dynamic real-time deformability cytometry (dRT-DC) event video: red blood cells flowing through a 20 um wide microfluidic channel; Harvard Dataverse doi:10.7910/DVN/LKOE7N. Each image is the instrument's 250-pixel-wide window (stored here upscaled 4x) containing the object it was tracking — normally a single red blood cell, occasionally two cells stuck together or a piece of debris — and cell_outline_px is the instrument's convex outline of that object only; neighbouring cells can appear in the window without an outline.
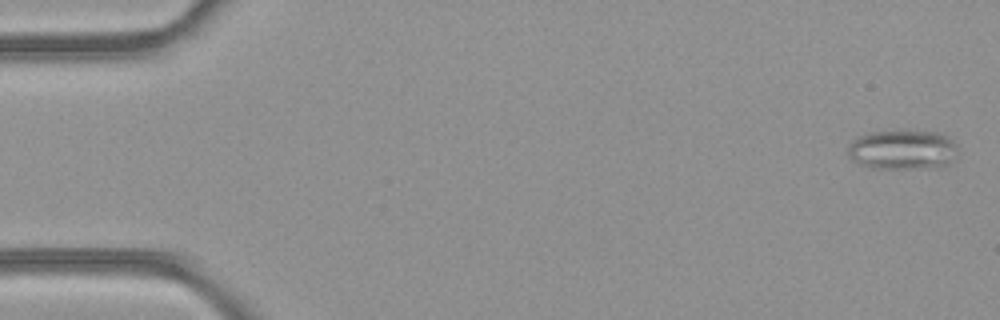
{"species": "common noctule bat (a hibernating species)", "species_latin": "Nyctalus noctula", "temperature_condition": "room temperature", "stored_images_in_passage": 50, "camera_frame_rate_fps": 3000, "um_per_image_px": 0.085, "animal": {"sex": "female", "body_mass_g": 21.9}, "frame": {"image": 1, "passage_image": 2, "time_ms": 0.333, "image_size_px": [1000, 320], "cell_outline_px": [[956, 160], [948, 164], [936, 168], [872, 168], [860, 164], [852, 160], [848, 156], [848, 144], [852, 140], [860, 136], [872, 132], [940, 132], [948, 136], [956, 144]], "centroid_in_image_um": [76.74, 12.75], "position_along_channel_um": 8.3, "area_um2": 25.37}}
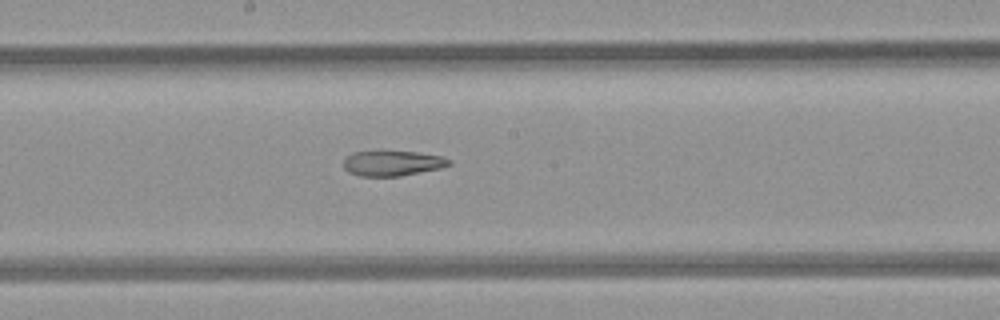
{"frame": {"image": 2, "passage_image": 27, "time_ms": 8.667, "image_size_px": [1000, 320], "cell_outline_px": [[452, 164], [440, 168], [400, 176], [360, 176], [348, 172], [344, 168], [344, 160], [352, 152], [416, 152], [444, 156], [452, 160]], "centroid_in_image_um": [33.4, 13.88], "position_along_channel_um": 214.8, "area_um2": 15.37}}
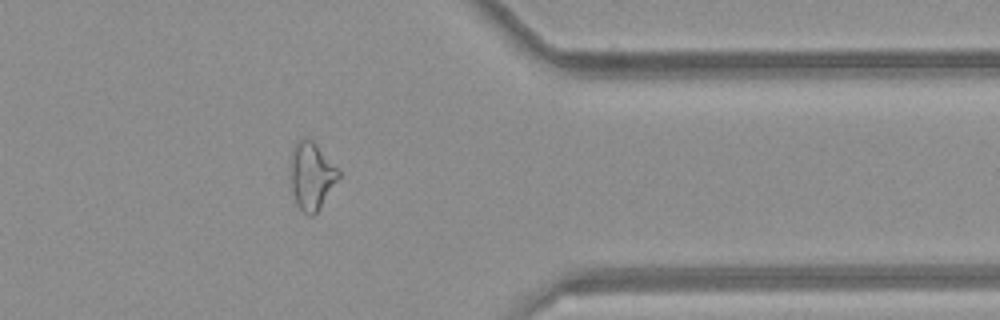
{"frame": {"image": 3, "passage_image": 40, "time_ms": 13.0, "image_size_px": [1000, 320], "cell_outline_px": [[340, 176], [320, 208], [312, 216], [308, 216], [296, 204], [292, 192], [288, 176], [288, 164], [292, 148], [296, 140], [300, 136], [304, 136], [312, 140], [316, 144], [340, 172]], "centroid_in_image_um": [26.4, 14.9], "position_along_channel_um": 385.0, "area_um2": 19.42}, "authors_computed_cell_mechanics": {"area_um2": 20.9525, "velocity_mm_per_s": 4.2761, "shape_relaxation_time_tau1_ms": null, "shape_relaxation_time_tau2_ms": 6.9679, "deformation_change_tau1": null, "deformation_change_tau2": 0.1898}}